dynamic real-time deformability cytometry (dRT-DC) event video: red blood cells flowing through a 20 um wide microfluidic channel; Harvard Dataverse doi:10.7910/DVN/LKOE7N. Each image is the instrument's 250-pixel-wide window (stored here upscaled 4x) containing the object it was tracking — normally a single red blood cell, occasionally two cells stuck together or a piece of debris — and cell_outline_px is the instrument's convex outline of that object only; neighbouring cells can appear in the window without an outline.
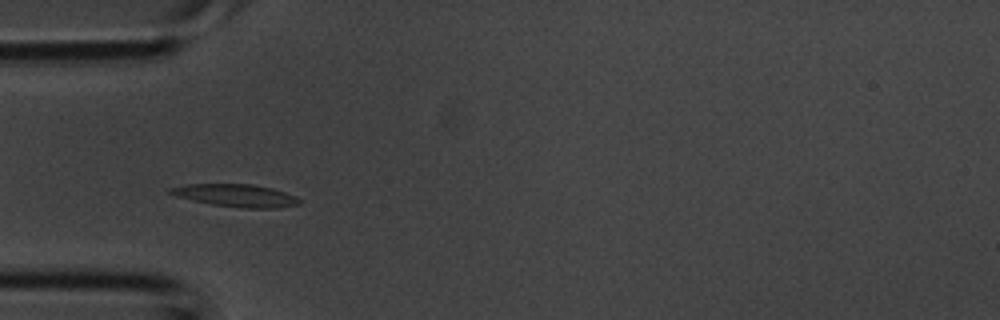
{"species": "common noctule bat (a hibernating species)", "species_latin": "Nyctalus noctula", "temperature_condition": "room temperature", "stored_images_in_passage": 32, "camera_frame_rate_fps": 3000, "um_per_image_px": 0.085, "animal": {"sex": "male", "body_mass_g": 20.1, "forearm_length_mm": 53.5}, "frame": {"image": 1, "passage_image": 7, "time_ms": 2.0, "image_size_px": [1000, 320], "cell_outline_px": [[300, 204], [276, 208], [244, 208], [212, 204], [176, 196], [168, 192], [168, 188], [184, 184], [252, 184], [272, 188], [296, 196], [300, 200]], "centroid_in_image_um": [20.05, 16.61], "position_along_channel_um": 64.9, "area_um2": 16.88}}
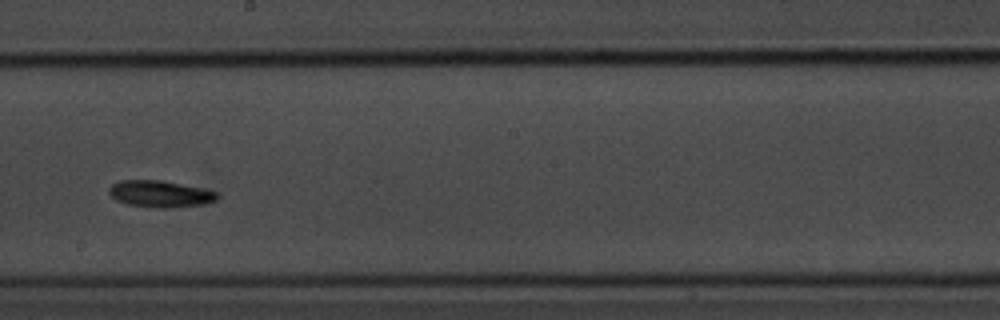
{"frame": {"image": 2, "passage_image": 17, "time_ms": 5.333, "image_size_px": [1000, 320], "cell_outline_px": [[220, 196], [216, 200], [204, 204], [172, 208], [156, 208], [128, 204], [116, 200], [108, 192], [108, 188], [112, 184], [120, 180], [160, 180], [200, 188], [216, 192]], "centroid_in_image_um": [13.59, 16.49], "position_along_channel_um": 234.6, "area_um2": 16.76}}
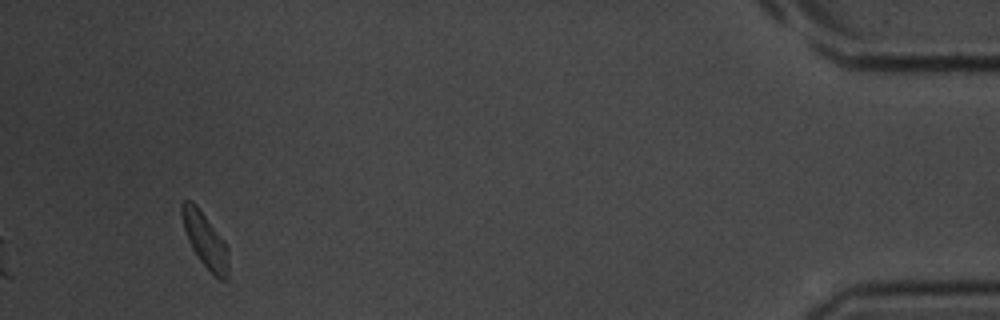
{"frame": {"image": 3, "passage_image": 32, "time_ms": 10.333, "image_size_px": [1000, 320], "cell_outline_px": [[228, 280], [220, 280], [200, 260], [192, 248], [188, 240], [184, 228], [180, 212], [180, 204], [184, 200], [192, 200], [196, 204], [224, 240], [228, 248]], "centroid_in_image_um": [17.43, 20.37], "position_along_channel_um": 417.8, "area_um2": 14.85}}